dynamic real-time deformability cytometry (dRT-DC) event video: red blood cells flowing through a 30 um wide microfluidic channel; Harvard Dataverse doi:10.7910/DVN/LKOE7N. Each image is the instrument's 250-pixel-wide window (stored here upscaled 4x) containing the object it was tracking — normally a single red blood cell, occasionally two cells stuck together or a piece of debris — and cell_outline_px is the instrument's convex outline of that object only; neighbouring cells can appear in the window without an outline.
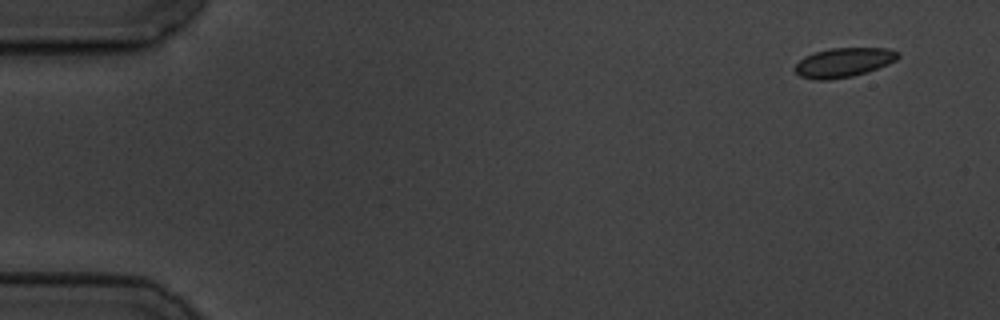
{"species": "common noctule bat (a hibernating species)", "species_latin": "Nyctalus noctula", "temperature_condition": "cold", "stored_images_in_passage": 5, "camera_frame_rate_fps": 3000, "um_per_image_px": 0.085, "animal": {"sex": "male", "body_mass_g": 19.5, "forearm_length_mm": 54.6}, "frame": {"image": 1, "passage_image": 1, "time_ms": 0.0, "image_size_px": [1000, 320], "cell_outline_px": [[900, 56], [896, 60], [888, 64], [868, 72], [852, 76], [828, 80], [812, 80], [800, 76], [792, 68], [804, 56], [828, 48], [888, 48], [900, 52]], "centroid_in_image_um": [71.7, 5.31], "position_along_channel_um": 13.3, "area_um2": 17.8}}
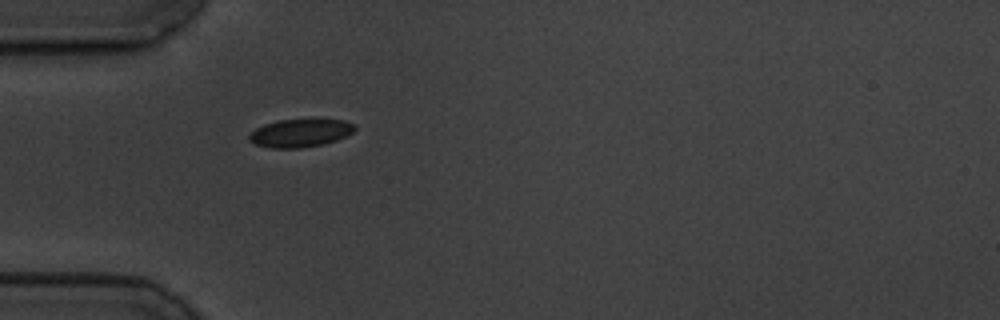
{"frame": {"image": 2, "passage_image": 5, "time_ms": 4.667, "image_size_px": [1000, 320], "cell_outline_px": [[356, 128], [352, 132], [336, 140], [324, 144], [300, 148], [272, 148], [256, 144], [248, 140], [248, 136], [256, 128], [264, 124], [280, 120], [344, 120], [356, 124]], "centroid_in_image_um": [25.52, 11.31], "position_along_channel_um": 59.5, "area_um2": 17.05}}